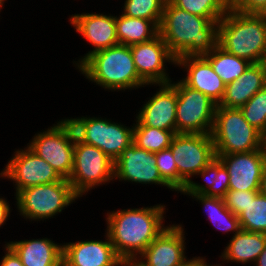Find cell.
Segmentation results:
<instances>
[{
  "mask_svg": "<svg viewBox=\"0 0 266 266\" xmlns=\"http://www.w3.org/2000/svg\"><path fill=\"white\" fill-rule=\"evenodd\" d=\"M76 134L68 119L37 133L28 147L64 179H69L74 159Z\"/></svg>",
  "mask_w": 266,
  "mask_h": 266,
  "instance_id": "obj_7",
  "label": "cell"
},
{
  "mask_svg": "<svg viewBox=\"0 0 266 266\" xmlns=\"http://www.w3.org/2000/svg\"><path fill=\"white\" fill-rule=\"evenodd\" d=\"M259 191H237L228 190L225 197L226 207L236 216H238L249 203L250 199H255Z\"/></svg>",
  "mask_w": 266,
  "mask_h": 266,
  "instance_id": "obj_34",
  "label": "cell"
},
{
  "mask_svg": "<svg viewBox=\"0 0 266 266\" xmlns=\"http://www.w3.org/2000/svg\"><path fill=\"white\" fill-rule=\"evenodd\" d=\"M79 196L68 179L26 188L16 195L17 207L26 219H47L61 212Z\"/></svg>",
  "mask_w": 266,
  "mask_h": 266,
  "instance_id": "obj_6",
  "label": "cell"
},
{
  "mask_svg": "<svg viewBox=\"0 0 266 266\" xmlns=\"http://www.w3.org/2000/svg\"><path fill=\"white\" fill-rule=\"evenodd\" d=\"M114 178L141 184L155 183L174 190L160 175L155 153L138 148L135 144L127 147L114 162Z\"/></svg>",
  "mask_w": 266,
  "mask_h": 266,
  "instance_id": "obj_15",
  "label": "cell"
},
{
  "mask_svg": "<svg viewBox=\"0 0 266 266\" xmlns=\"http://www.w3.org/2000/svg\"><path fill=\"white\" fill-rule=\"evenodd\" d=\"M174 6L193 15L223 18L229 10L228 0H169Z\"/></svg>",
  "mask_w": 266,
  "mask_h": 266,
  "instance_id": "obj_30",
  "label": "cell"
},
{
  "mask_svg": "<svg viewBox=\"0 0 266 266\" xmlns=\"http://www.w3.org/2000/svg\"><path fill=\"white\" fill-rule=\"evenodd\" d=\"M179 266H210L209 264H207V262H205V258L203 259L200 257H194L193 259L190 260H185L181 265ZM211 266H216V265H211Z\"/></svg>",
  "mask_w": 266,
  "mask_h": 266,
  "instance_id": "obj_38",
  "label": "cell"
},
{
  "mask_svg": "<svg viewBox=\"0 0 266 266\" xmlns=\"http://www.w3.org/2000/svg\"><path fill=\"white\" fill-rule=\"evenodd\" d=\"M266 234L240 230L234 234L230 243L222 253V259L239 263L256 262L258 256L264 250Z\"/></svg>",
  "mask_w": 266,
  "mask_h": 266,
  "instance_id": "obj_23",
  "label": "cell"
},
{
  "mask_svg": "<svg viewBox=\"0 0 266 266\" xmlns=\"http://www.w3.org/2000/svg\"><path fill=\"white\" fill-rule=\"evenodd\" d=\"M8 204L9 203L5 199L0 198V226L4 224L10 214V207Z\"/></svg>",
  "mask_w": 266,
  "mask_h": 266,
  "instance_id": "obj_37",
  "label": "cell"
},
{
  "mask_svg": "<svg viewBox=\"0 0 266 266\" xmlns=\"http://www.w3.org/2000/svg\"><path fill=\"white\" fill-rule=\"evenodd\" d=\"M211 135L215 155L252 152L263 147V134L245 120L240 108L217 105Z\"/></svg>",
  "mask_w": 266,
  "mask_h": 266,
  "instance_id": "obj_5",
  "label": "cell"
},
{
  "mask_svg": "<svg viewBox=\"0 0 266 266\" xmlns=\"http://www.w3.org/2000/svg\"><path fill=\"white\" fill-rule=\"evenodd\" d=\"M229 8L242 14L266 15V0H228Z\"/></svg>",
  "mask_w": 266,
  "mask_h": 266,
  "instance_id": "obj_35",
  "label": "cell"
},
{
  "mask_svg": "<svg viewBox=\"0 0 266 266\" xmlns=\"http://www.w3.org/2000/svg\"><path fill=\"white\" fill-rule=\"evenodd\" d=\"M263 148L266 152V133L263 135Z\"/></svg>",
  "mask_w": 266,
  "mask_h": 266,
  "instance_id": "obj_41",
  "label": "cell"
},
{
  "mask_svg": "<svg viewBox=\"0 0 266 266\" xmlns=\"http://www.w3.org/2000/svg\"><path fill=\"white\" fill-rule=\"evenodd\" d=\"M266 86V65L264 62L251 64L233 82L226 84L225 94L219 106L240 108L260 89Z\"/></svg>",
  "mask_w": 266,
  "mask_h": 266,
  "instance_id": "obj_21",
  "label": "cell"
},
{
  "mask_svg": "<svg viewBox=\"0 0 266 266\" xmlns=\"http://www.w3.org/2000/svg\"><path fill=\"white\" fill-rule=\"evenodd\" d=\"M256 263H257L256 264L257 266H266V244H265L264 250L258 256Z\"/></svg>",
  "mask_w": 266,
  "mask_h": 266,
  "instance_id": "obj_40",
  "label": "cell"
},
{
  "mask_svg": "<svg viewBox=\"0 0 266 266\" xmlns=\"http://www.w3.org/2000/svg\"><path fill=\"white\" fill-rule=\"evenodd\" d=\"M60 266H67V265L62 261Z\"/></svg>",
  "mask_w": 266,
  "mask_h": 266,
  "instance_id": "obj_43",
  "label": "cell"
},
{
  "mask_svg": "<svg viewBox=\"0 0 266 266\" xmlns=\"http://www.w3.org/2000/svg\"><path fill=\"white\" fill-rule=\"evenodd\" d=\"M85 77L109 90L147 85L137 73L130 46L118 44L91 54L79 67Z\"/></svg>",
  "mask_w": 266,
  "mask_h": 266,
  "instance_id": "obj_4",
  "label": "cell"
},
{
  "mask_svg": "<svg viewBox=\"0 0 266 266\" xmlns=\"http://www.w3.org/2000/svg\"><path fill=\"white\" fill-rule=\"evenodd\" d=\"M221 19L193 15L166 0L159 35L176 58L204 55L217 45Z\"/></svg>",
  "mask_w": 266,
  "mask_h": 266,
  "instance_id": "obj_2",
  "label": "cell"
},
{
  "mask_svg": "<svg viewBox=\"0 0 266 266\" xmlns=\"http://www.w3.org/2000/svg\"><path fill=\"white\" fill-rule=\"evenodd\" d=\"M199 200L207 209L209 219L213 222V225L219 230L225 232L234 231L237 234L241 228L238 220V216L233 214L225 205L223 198L207 196L204 194H188Z\"/></svg>",
  "mask_w": 266,
  "mask_h": 266,
  "instance_id": "obj_27",
  "label": "cell"
},
{
  "mask_svg": "<svg viewBox=\"0 0 266 266\" xmlns=\"http://www.w3.org/2000/svg\"><path fill=\"white\" fill-rule=\"evenodd\" d=\"M19 256L24 266H60L63 246L48 238L7 243Z\"/></svg>",
  "mask_w": 266,
  "mask_h": 266,
  "instance_id": "obj_22",
  "label": "cell"
},
{
  "mask_svg": "<svg viewBox=\"0 0 266 266\" xmlns=\"http://www.w3.org/2000/svg\"><path fill=\"white\" fill-rule=\"evenodd\" d=\"M114 166V161L99 148L76 137L73 168L68 181L81 197L94 186L114 179Z\"/></svg>",
  "mask_w": 266,
  "mask_h": 266,
  "instance_id": "obj_11",
  "label": "cell"
},
{
  "mask_svg": "<svg viewBox=\"0 0 266 266\" xmlns=\"http://www.w3.org/2000/svg\"><path fill=\"white\" fill-rule=\"evenodd\" d=\"M229 174V190L259 191L266 152L262 147L252 152L216 155Z\"/></svg>",
  "mask_w": 266,
  "mask_h": 266,
  "instance_id": "obj_14",
  "label": "cell"
},
{
  "mask_svg": "<svg viewBox=\"0 0 266 266\" xmlns=\"http://www.w3.org/2000/svg\"><path fill=\"white\" fill-rule=\"evenodd\" d=\"M183 233L181 225L166 226L131 266L181 265L186 260Z\"/></svg>",
  "mask_w": 266,
  "mask_h": 266,
  "instance_id": "obj_16",
  "label": "cell"
},
{
  "mask_svg": "<svg viewBox=\"0 0 266 266\" xmlns=\"http://www.w3.org/2000/svg\"><path fill=\"white\" fill-rule=\"evenodd\" d=\"M157 169L161 177L177 191V166L170 148L155 153Z\"/></svg>",
  "mask_w": 266,
  "mask_h": 266,
  "instance_id": "obj_33",
  "label": "cell"
},
{
  "mask_svg": "<svg viewBox=\"0 0 266 266\" xmlns=\"http://www.w3.org/2000/svg\"><path fill=\"white\" fill-rule=\"evenodd\" d=\"M170 84L177 91V133L211 134L217 104L202 92L186 86L181 80Z\"/></svg>",
  "mask_w": 266,
  "mask_h": 266,
  "instance_id": "obj_10",
  "label": "cell"
},
{
  "mask_svg": "<svg viewBox=\"0 0 266 266\" xmlns=\"http://www.w3.org/2000/svg\"><path fill=\"white\" fill-rule=\"evenodd\" d=\"M160 90L143 105L135 126H149L177 133V91L170 84H159Z\"/></svg>",
  "mask_w": 266,
  "mask_h": 266,
  "instance_id": "obj_18",
  "label": "cell"
},
{
  "mask_svg": "<svg viewBox=\"0 0 266 266\" xmlns=\"http://www.w3.org/2000/svg\"><path fill=\"white\" fill-rule=\"evenodd\" d=\"M138 76L147 84H167L171 80L165 70V61L176 64V57L170 52L163 38L130 46Z\"/></svg>",
  "mask_w": 266,
  "mask_h": 266,
  "instance_id": "obj_13",
  "label": "cell"
},
{
  "mask_svg": "<svg viewBox=\"0 0 266 266\" xmlns=\"http://www.w3.org/2000/svg\"><path fill=\"white\" fill-rule=\"evenodd\" d=\"M240 228L266 234V196L258 193L238 215Z\"/></svg>",
  "mask_w": 266,
  "mask_h": 266,
  "instance_id": "obj_29",
  "label": "cell"
},
{
  "mask_svg": "<svg viewBox=\"0 0 266 266\" xmlns=\"http://www.w3.org/2000/svg\"><path fill=\"white\" fill-rule=\"evenodd\" d=\"M6 254L1 260L0 266H24L16 252L6 244Z\"/></svg>",
  "mask_w": 266,
  "mask_h": 266,
  "instance_id": "obj_36",
  "label": "cell"
},
{
  "mask_svg": "<svg viewBox=\"0 0 266 266\" xmlns=\"http://www.w3.org/2000/svg\"><path fill=\"white\" fill-rule=\"evenodd\" d=\"M116 31L121 45L131 46L150 41L159 35V25L151 20L116 16Z\"/></svg>",
  "mask_w": 266,
  "mask_h": 266,
  "instance_id": "obj_25",
  "label": "cell"
},
{
  "mask_svg": "<svg viewBox=\"0 0 266 266\" xmlns=\"http://www.w3.org/2000/svg\"><path fill=\"white\" fill-rule=\"evenodd\" d=\"M106 237L107 241H78L62 245V261L67 266H126L116 254L107 234Z\"/></svg>",
  "mask_w": 266,
  "mask_h": 266,
  "instance_id": "obj_19",
  "label": "cell"
},
{
  "mask_svg": "<svg viewBox=\"0 0 266 266\" xmlns=\"http://www.w3.org/2000/svg\"><path fill=\"white\" fill-rule=\"evenodd\" d=\"M4 1L5 0H0V9L2 8Z\"/></svg>",
  "mask_w": 266,
  "mask_h": 266,
  "instance_id": "obj_42",
  "label": "cell"
},
{
  "mask_svg": "<svg viewBox=\"0 0 266 266\" xmlns=\"http://www.w3.org/2000/svg\"><path fill=\"white\" fill-rule=\"evenodd\" d=\"M78 33L87 39L94 49L79 60V67L91 54L119 44L116 31V16L103 14H75L70 18Z\"/></svg>",
  "mask_w": 266,
  "mask_h": 266,
  "instance_id": "obj_17",
  "label": "cell"
},
{
  "mask_svg": "<svg viewBox=\"0 0 266 266\" xmlns=\"http://www.w3.org/2000/svg\"><path fill=\"white\" fill-rule=\"evenodd\" d=\"M245 120L263 135L266 133V86L240 107Z\"/></svg>",
  "mask_w": 266,
  "mask_h": 266,
  "instance_id": "obj_32",
  "label": "cell"
},
{
  "mask_svg": "<svg viewBox=\"0 0 266 266\" xmlns=\"http://www.w3.org/2000/svg\"><path fill=\"white\" fill-rule=\"evenodd\" d=\"M177 166V191L181 192L191 176L216 158L211 134L176 133L170 147Z\"/></svg>",
  "mask_w": 266,
  "mask_h": 266,
  "instance_id": "obj_8",
  "label": "cell"
},
{
  "mask_svg": "<svg viewBox=\"0 0 266 266\" xmlns=\"http://www.w3.org/2000/svg\"><path fill=\"white\" fill-rule=\"evenodd\" d=\"M176 64L188 69L186 78L181 80L186 86L202 92L217 105L220 104L226 84L203 55L178 57Z\"/></svg>",
  "mask_w": 266,
  "mask_h": 266,
  "instance_id": "obj_20",
  "label": "cell"
},
{
  "mask_svg": "<svg viewBox=\"0 0 266 266\" xmlns=\"http://www.w3.org/2000/svg\"><path fill=\"white\" fill-rule=\"evenodd\" d=\"M0 175L16 183V195L26 188L50 184L63 179L52 166L36 155L28 146L26 150L16 151Z\"/></svg>",
  "mask_w": 266,
  "mask_h": 266,
  "instance_id": "obj_12",
  "label": "cell"
},
{
  "mask_svg": "<svg viewBox=\"0 0 266 266\" xmlns=\"http://www.w3.org/2000/svg\"><path fill=\"white\" fill-rule=\"evenodd\" d=\"M165 205L113 211L107 214V235L118 257L131 266L148 245L166 228ZM163 225V226H162ZM164 227V228H163Z\"/></svg>",
  "mask_w": 266,
  "mask_h": 266,
  "instance_id": "obj_1",
  "label": "cell"
},
{
  "mask_svg": "<svg viewBox=\"0 0 266 266\" xmlns=\"http://www.w3.org/2000/svg\"><path fill=\"white\" fill-rule=\"evenodd\" d=\"M76 137L104 152L114 162L133 143V127L96 117L71 118Z\"/></svg>",
  "mask_w": 266,
  "mask_h": 266,
  "instance_id": "obj_9",
  "label": "cell"
},
{
  "mask_svg": "<svg viewBox=\"0 0 266 266\" xmlns=\"http://www.w3.org/2000/svg\"><path fill=\"white\" fill-rule=\"evenodd\" d=\"M203 56L210 62L213 70L225 84L237 80L252 64L245 59L225 51L218 44Z\"/></svg>",
  "mask_w": 266,
  "mask_h": 266,
  "instance_id": "obj_26",
  "label": "cell"
},
{
  "mask_svg": "<svg viewBox=\"0 0 266 266\" xmlns=\"http://www.w3.org/2000/svg\"><path fill=\"white\" fill-rule=\"evenodd\" d=\"M217 44L250 63L266 58V15L242 14L231 8L218 22Z\"/></svg>",
  "mask_w": 266,
  "mask_h": 266,
  "instance_id": "obj_3",
  "label": "cell"
},
{
  "mask_svg": "<svg viewBox=\"0 0 266 266\" xmlns=\"http://www.w3.org/2000/svg\"><path fill=\"white\" fill-rule=\"evenodd\" d=\"M172 131L149 126H133V144L148 152L157 153L170 147Z\"/></svg>",
  "mask_w": 266,
  "mask_h": 266,
  "instance_id": "obj_28",
  "label": "cell"
},
{
  "mask_svg": "<svg viewBox=\"0 0 266 266\" xmlns=\"http://www.w3.org/2000/svg\"><path fill=\"white\" fill-rule=\"evenodd\" d=\"M166 0H126L124 15L131 18H142L161 23Z\"/></svg>",
  "mask_w": 266,
  "mask_h": 266,
  "instance_id": "obj_31",
  "label": "cell"
},
{
  "mask_svg": "<svg viewBox=\"0 0 266 266\" xmlns=\"http://www.w3.org/2000/svg\"><path fill=\"white\" fill-rule=\"evenodd\" d=\"M196 175H201L204 181H206L207 186L197 184L190 179L186 187L181 191L182 193L204 194L219 198L225 197L229 190V174L217 157Z\"/></svg>",
  "mask_w": 266,
  "mask_h": 266,
  "instance_id": "obj_24",
  "label": "cell"
},
{
  "mask_svg": "<svg viewBox=\"0 0 266 266\" xmlns=\"http://www.w3.org/2000/svg\"><path fill=\"white\" fill-rule=\"evenodd\" d=\"M259 192L266 196V164L263 169Z\"/></svg>",
  "mask_w": 266,
  "mask_h": 266,
  "instance_id": "obj_39",
  "label": "cell"
}]
</instances>
